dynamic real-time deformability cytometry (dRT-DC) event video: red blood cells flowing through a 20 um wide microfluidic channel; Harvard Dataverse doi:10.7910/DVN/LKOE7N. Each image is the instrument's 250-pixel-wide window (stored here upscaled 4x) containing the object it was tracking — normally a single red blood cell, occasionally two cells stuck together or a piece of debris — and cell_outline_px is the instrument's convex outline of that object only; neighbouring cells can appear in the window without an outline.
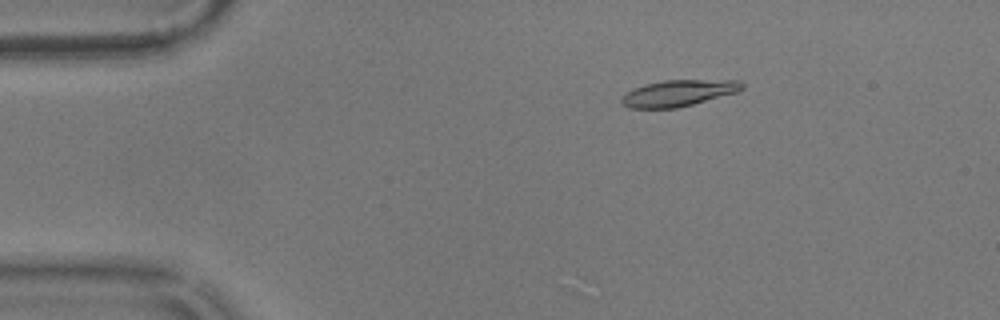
{"species": "common noctule bat (a hibernating species)", "species_latin": "Nyctalus noctula", "temperature_condition": "warm", "stored_images_in_passage": 57, "camera_frame_rate_fps": 3000, "um_per_image_px": 0.085, "animal": {"sex": "male", "body_mass_g": 17.9}, "frame": {"image": 1, "passage_image": 10, "time_ms": 3.0, "image_size_px": [1000, 320], "cell_outline_px": [[744, 88], [736, 92], [692, 104], [676, 108], [628, 108], [620, 104], [620, 96], [624, 92], [632, 88], [644, 84], [664, 80], [740, 80], [744, 84]], "centroid_in_image_um": [57.58, 7.91], "position_along_channel_um": 27.4, "area_um2": 18.67}}
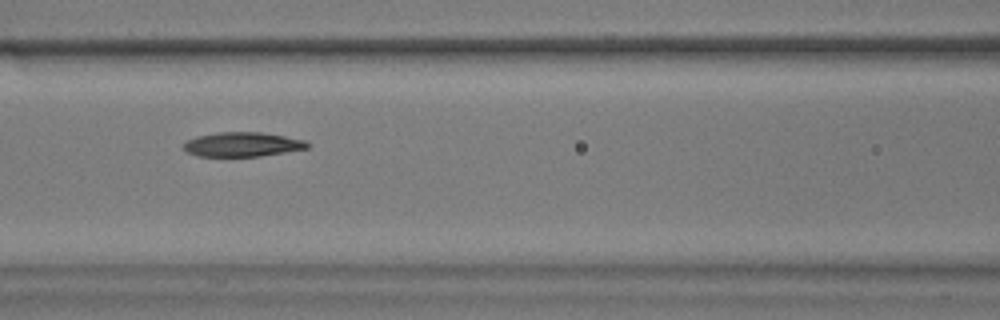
{"frame": {"image": 2, "passage_image": 25, "time_ms": 8.0, "image_size_px": [1000, 320], "cell_outline_px": [[312, 144], [308, 148], [260, 156], [196, 156], [188, 152], [184, 148], [184, 144], [188, 140], [196, 136], [216, 132], [260, 132], [284, 136], [304, 140]], "centroid_in_image_um": [20.61, 12.27], "position_along_channel_um": 146.0, "area_um2": 17.51}}
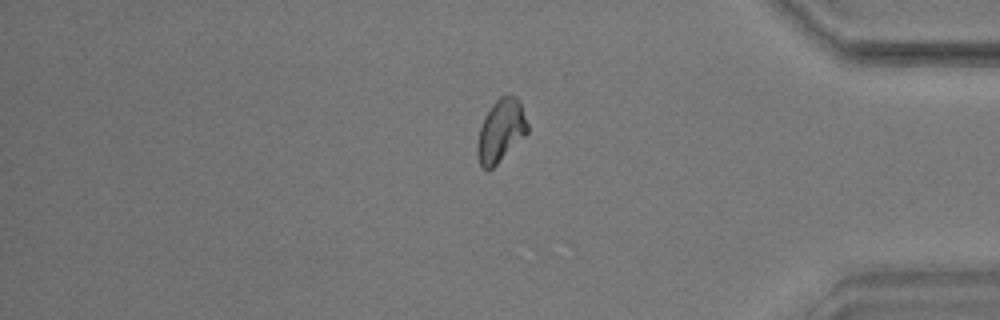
{"frame": {"image": 3, "passage_image": 48, "time_ms": 15.667, "image_size_px": [1000, 320], "cell_outline_px": [[528, 132], [488, 172], [480, 168], [476, 152], [476, 144], [480, 128], [484, 116], [492, 104], [500, 96], [508, 92], [516, 96], [520, 100], [528, 124]], "centroid_in_image_um": [42.55, 11.09], "position_along_channel_um": 392.7, "area_um2": 18.61}, "authors_computed_cell_mechanics": {"area_um2": 18.3804, "velocity_mm_per_s": 3.5596, "shape_relaxation_time_tau1_ms": 5.1081, "shape_relaxation_time_tau2_ms": null, "deformation_change_tau1": 0.1357, "deformation_change_tau2": null}}